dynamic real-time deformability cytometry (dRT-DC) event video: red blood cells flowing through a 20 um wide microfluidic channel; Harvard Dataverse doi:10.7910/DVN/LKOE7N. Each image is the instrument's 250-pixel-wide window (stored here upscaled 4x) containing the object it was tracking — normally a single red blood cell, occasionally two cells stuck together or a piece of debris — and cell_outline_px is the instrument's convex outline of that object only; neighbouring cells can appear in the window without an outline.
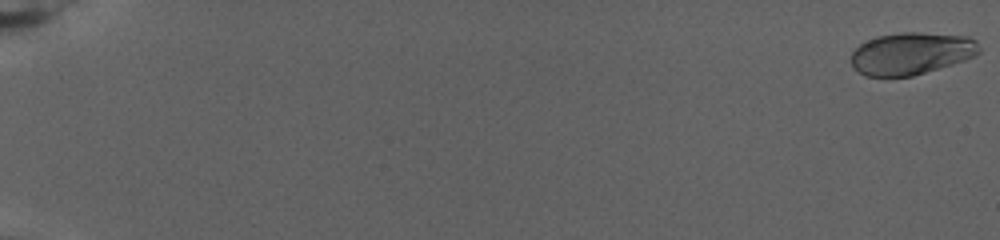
{"species": "human", "species_latin": "Homo sapiens", "temperature_condition": "warm", "stored_images_in_passage": 81, "camera_frame_rate_fps": 3000, "um_per_image_px": 0.085, "donor": {"sex": "female"}, "frame": {"image": 1, "passage_image": 1, "time_ms": 0.0, "image_size_px": [1000, 240], "cell_outline_px": [[980, 52], [976, 56], [952, 64], [912, 76], [864, 76], [852, 68], [852, 52], [860, 44], [876, 36], [904, 32], [920, 32], [968, 36], [976, 40], [980, 48]], "centroid_in_image_um": [77.47, 4.54], "position_along_channel_um": 7.5, "area_um2": 31.56}}
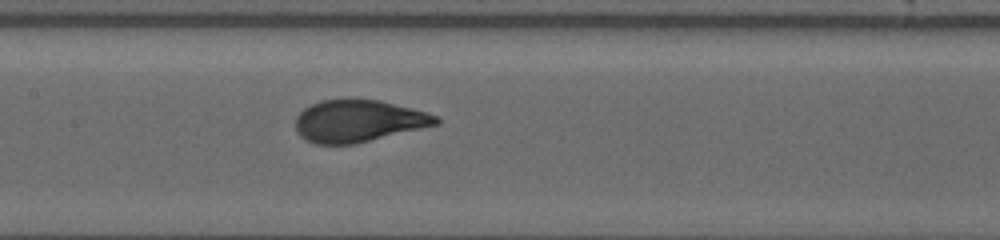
{"frame": {"image": 2, "passage_image": 44, "time_ms": 14.333, "image_size_px": [1000, 240], "cell_outline_px": [[440, 124], [356, 144], [316, 144], [300, 136], [296, 132], [296, 116], [304, 108], [320, 100], [348, 96], [380, 100], [412, 108], [436, 116], [440, 120]], "centroid_in_image_um": [30.44, 10.25], "position_along_channel_um": 177.0, "area_um2": 35.14}}
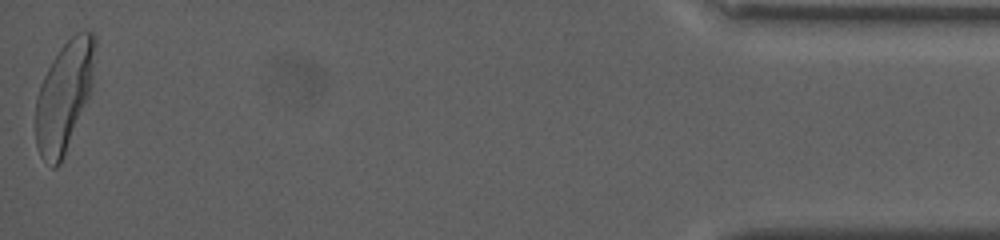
{"frame": {"image": 3, "passage_image": 81, "time_ms": 26.667, "image_size_px": [1000, 240], "cell_outline_px": [[96, 44], [92, 88], [64, 156], [60, 164], [56, 168], [52, 168], [40, 156], [36, 144], [36, 96], [40, 84], [52, 60], [60, 48], [76, 32], [92, 32], [96, 36]], "centroid_in_image_um": [5.46, 8.17], "position_along_channel_um": 429.7, "area_um2": 37.97}, "authors_computed_cell_mechanics": {"area_um2": 34.2176, "velocity_mm_per_s": 2.6885, "shape_relaxation_time_tau1_ms": 4.6974, "shape_relaxation_time_tau2_ms": null, "deformation_change_tau1": 0.2054, "deformation_change_tau2": null}}